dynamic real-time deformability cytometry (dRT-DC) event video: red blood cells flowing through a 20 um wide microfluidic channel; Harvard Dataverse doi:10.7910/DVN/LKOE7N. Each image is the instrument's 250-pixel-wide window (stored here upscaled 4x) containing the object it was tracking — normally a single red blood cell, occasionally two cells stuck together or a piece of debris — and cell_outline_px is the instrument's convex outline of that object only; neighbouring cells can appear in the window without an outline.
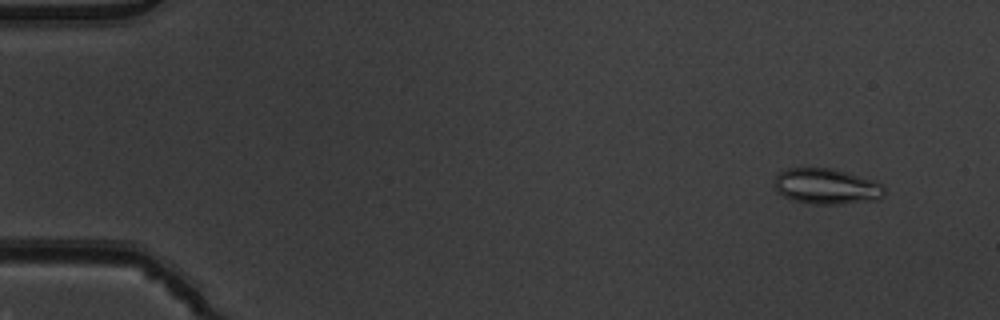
{"species": "common noctule bat (a hibernating species)", "species_latin": "Nyctalus noctula", "temperature_condition": "warm", "stored_images_in_passage": 14, "camera_frame_rate_fps": 3000, "um_per_image_px": 0.085, "animal": {"sex": "male", "body_mass_g": 19.5, "forearm_length_mm": 54.6}, "frame": {"image": 1, "passage_image": 5, "time_ms": 1.333, "image_size_px": [1000, 320], "cell_outline_px": [[884, 196], [876, 200], [840, 204], [812, 204], [796, 200], [784, 196], [776, 188], [772, 180], [780, 172], [788, 168], [832, 168], [848, 172], [872, 180], [880, 184], [884, 188]], "centroid_in_image_um": [70.25, 15.83], "position_along_channel_um": 14.7, "area_um2": 22.72}}